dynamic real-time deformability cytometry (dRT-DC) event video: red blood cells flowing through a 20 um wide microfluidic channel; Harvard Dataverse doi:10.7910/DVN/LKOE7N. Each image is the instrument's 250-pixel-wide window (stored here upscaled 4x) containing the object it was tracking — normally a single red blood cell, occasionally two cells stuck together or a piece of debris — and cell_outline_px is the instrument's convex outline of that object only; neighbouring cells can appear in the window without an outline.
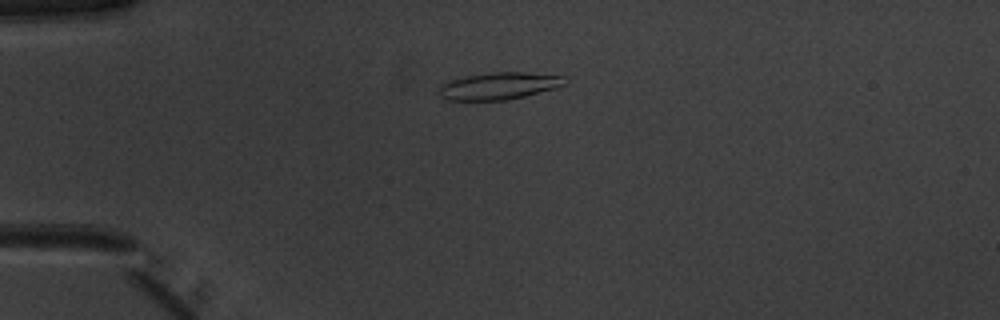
{"species": "common noctule bat (a hibernating species)", "species_latin": "Nyctalus noctula", "temperature_condition": "warm", "stored_images_in_passage": 32, "camera_frame_rate_fps": 3000, "um_per_image_px": 0.085, "animal": {"sex": "male", "body_mass_g": 20.1, "forearm_length_mm": 53.5}, "frame": {"image": 1, "passage_image": 1, "time_ms": 0.0, "image_size_px": [1000, 320], "cell_outline_px": [[568, 84], [556, 88], [524, 96], [504, 100], [444, 100], [436, 92], [440, 84], [464, 76], [492, 72], [528, 72], [568, 76]], "centroid_in_image_um": [42.44, 7.29], "position_along_channel_um": 42.6, "area_um2": 20.29}}
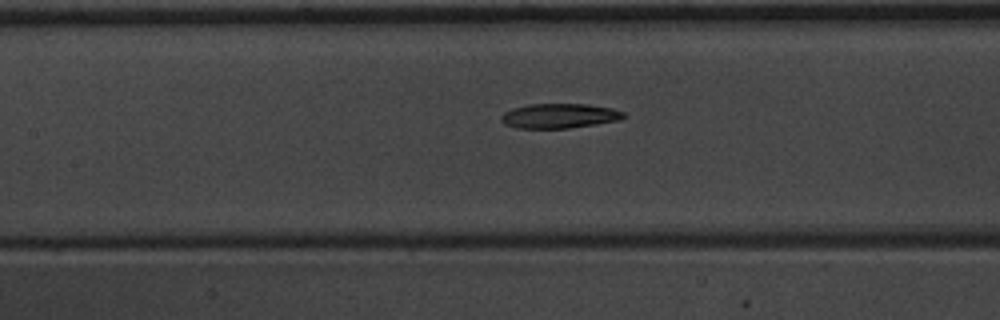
{"frame": {"image": 2, "passage_image": 12, "time_ms": 3.667, "image_size_px": [1000, 320], "cell_outline_px": [[628, 116], [620, 120], [596, 124], [568, 128], [516, 128], [504, 124], [500, 116], [504, 112], [512, 108], [528, 104], [588, 104], [612, 108], [624, 112]], "centroid_in_image_um": [47.56, 9.84], "position_along_channel_um": 159.8, "area_um2": 17.74}}
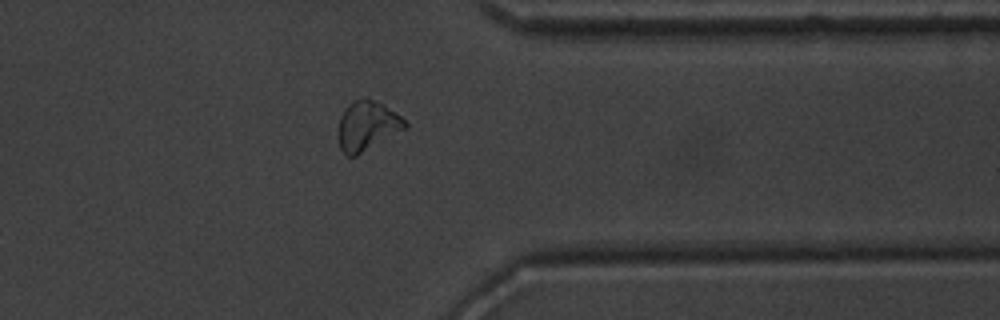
{"frame": {"image": 3, "passage_image": 29, "time_ms": 9.333, "image_size_px": [1000, 320], "cell_outline_px": [[408, 128], [356, 156], [348, 156], [340, 148], [340, 116], [344, 108], [352, 100], [364, 96], [384, 104], [400, 116], [408, 124]], "centroid_in_image_um": [31.24, 10.66], "position_along_channel_um": 380.2, "area_um2": 19.31}, "authors_computed_cell_mechanics": {"area_um2": 18.3226, "velocity_mm_per_s": 3.9886, "shape_relaxation_time_tau1_ms": 6.319, "shape_relaxation_time_tau2_ms": 7.6368, "deformation_change_tau1": 0.1699, "deformation_change_tau2": 0.1313}}